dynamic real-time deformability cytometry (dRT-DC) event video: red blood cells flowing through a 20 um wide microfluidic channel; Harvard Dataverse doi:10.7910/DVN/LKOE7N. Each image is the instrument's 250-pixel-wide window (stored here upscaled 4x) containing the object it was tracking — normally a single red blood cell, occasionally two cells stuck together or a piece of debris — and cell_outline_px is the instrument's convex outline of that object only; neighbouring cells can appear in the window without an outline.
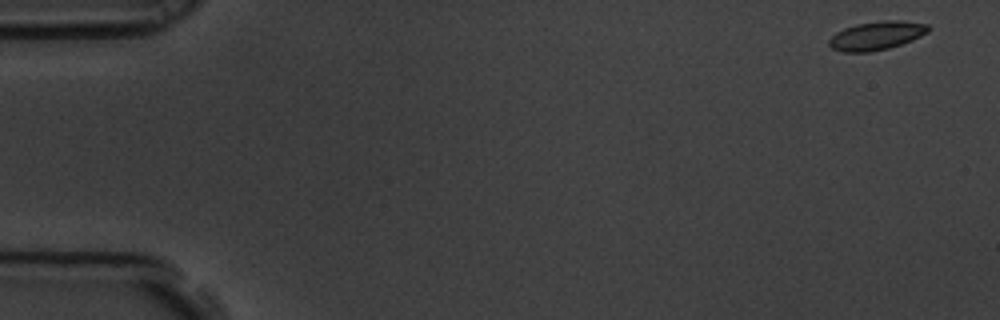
{"species": "common noctule bat (a hibernating species)", "species_latin": "Nyctalus noctula", "temperature_condition": "room temperature", "stored_images_in_passage": 58, "camera_frame_rate_fps": 3000, "um_per_image_px": 0.085, "animal": {"sex": "male", "body_mass_g": 19.5, "forearm_length_mm": 54.6}, "frame": {"image": 1, "passage_image": 1, "time_ms": 0.0, "image_size_px": [1000, 320], "cell_outline_px": [[932, 28], [928, 32], [912, 40], [888, 48], [868, 52], [844, 52], [832, 48], [828, 44], [828, 40], [836, 32], [844, 28], [856, 24], [884, 20], [896, 20], [928, 24]], "centroid_in_image_um": [74.5, 3.02], "position_along_channel_um": 10.5, "area_um2": 16.47}}
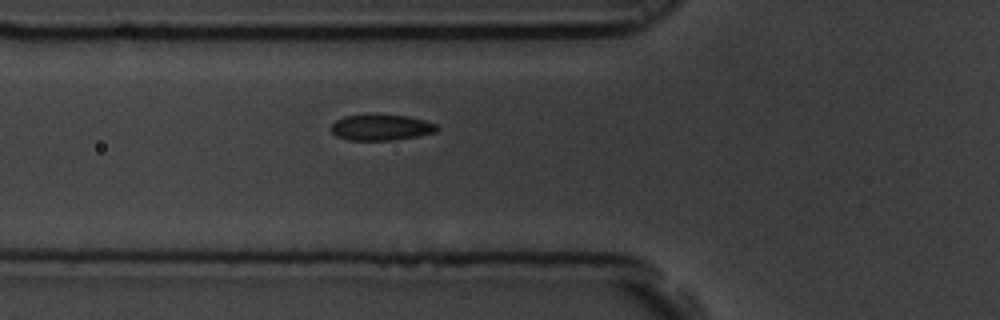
{"frame": {"image": 2, "passage_image": 20, "time_ms": 6.333, "image_size_px": [1000, 320], "cell_outline_px": [[440, 128], [436, 132], [396, 140], [348, 140], [336, 136], [328, 128], [336, 120], [344, 116], [372, 112], [376, 112], [408, 116], [424, 120], [436, 124]], "centroid_in_image_um": [32.36, 10.79], "position_along_channel_um": 93.4, "area_um2": 16.7}}
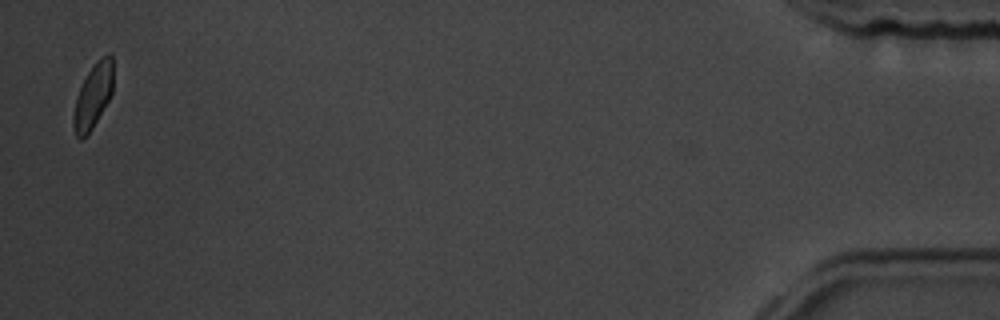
{"frame": {"image": 3, "passage_image": 57, "time_ms": 18.667, "image_size_px": [1000, 320], "cell_outline_px": [[112, 92], [108, 100], [92, 128], [80, 140], [76, 136], [72, 124], [72, 116], [76, 96], [88, 72], [96, 60], [108, 52], [112, 56]], "centroid_in_image_um": [7.89, 8.14], "position_along_channel_um": 427.3, "area_um2": 14.74}, "authors_computed_cell_mechanics": {"area_um2": 16.5597, "velocity_mm_per_s": 3.4503, "shape_relaxation_time_tau1_ms": 2.4953, "shape_relaxation_time_tau2_ms": null, "deformation_change_tau1": 0.0671, "deformation_change_tau2": null}}